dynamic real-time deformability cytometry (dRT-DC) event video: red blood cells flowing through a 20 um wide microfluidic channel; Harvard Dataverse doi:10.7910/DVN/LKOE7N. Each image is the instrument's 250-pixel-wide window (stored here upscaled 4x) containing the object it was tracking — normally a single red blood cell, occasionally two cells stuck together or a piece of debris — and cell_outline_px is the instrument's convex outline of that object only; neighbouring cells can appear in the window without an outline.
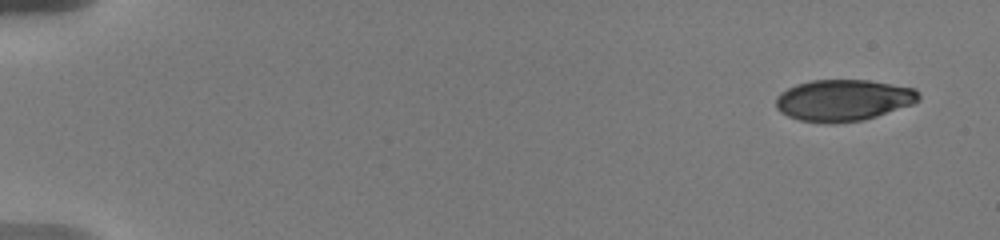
{"species": "human", "species_latin": "Homo sapiens", "temperature_condition": "warm", "stored_images_in_passage": 19, "camera_frame_rate_fps": 3000, "um_per_image_px": 0.085, "donor": {"sex": "male"}, "frame": {"image": 1, "passage_image": 1, "time_ms": 0.0, "image_size_px": [1000, 240], "cell_outline_px": [[920, 100], [912, 104], [864, 120], [832, 124], [824, 124], [800, 120], [788, 116], [780, 112], [776, 108], [776, 96], [780, 92], [796, 84], [812, 80], [868, 80], [916, 88], [920, 92]], "centroid_in_image_um": [71.67, 8.52], "position_along_channel_um": 13.3, "area_um2": 34.8}}
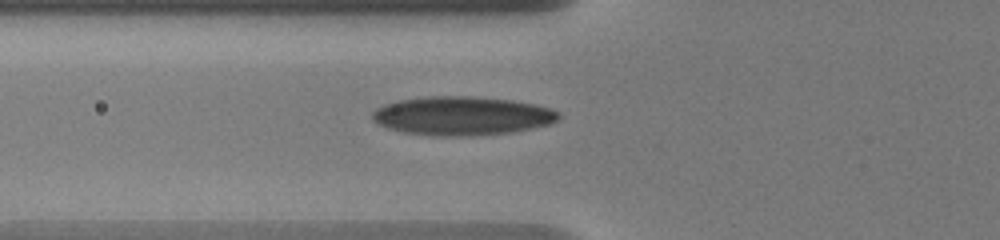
{"frame": {"image": 2, "passage_image": 11, "time_ms": 6.333, "image_size_px": [1000, 240], "cell_outline_px": [[560, 116], [556, 120], [548, 124], [532, 128], [512, 132], [460, 136], [436, 136], [404, 132], [388, 128], [376, 124], [372, 120], [372, 112], [376, 108], [384, 104], [400, 100], [428, 96], [472, 96], [512, 100], [536, 104], [552, 108], [560, 112]], "centroid_in_image_um": [39.26, 9.84], "position_along_channel_um": 86.5, "area_um2": 42.14}}
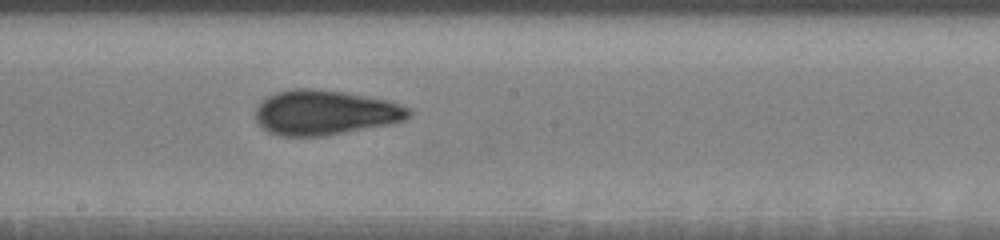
{"frame": {"image": 3, "passage_image": 19, "time_ms": 10.0, "image_size_px": [1000, 240], "cell_outline_px": [[412, 116], [404, 120], [392, 124], [324, 136], [280, 136], [268, 132], [256, 120], [256, 108], [268, 96], [276, 92], [292, 88], [312, 88], [344, 92], [388, 100], [412, 108]], "centroid_in_image_um": [27.67, 9.57], "position_along_channel_um": 220.5, "area_um2": 40.29}}